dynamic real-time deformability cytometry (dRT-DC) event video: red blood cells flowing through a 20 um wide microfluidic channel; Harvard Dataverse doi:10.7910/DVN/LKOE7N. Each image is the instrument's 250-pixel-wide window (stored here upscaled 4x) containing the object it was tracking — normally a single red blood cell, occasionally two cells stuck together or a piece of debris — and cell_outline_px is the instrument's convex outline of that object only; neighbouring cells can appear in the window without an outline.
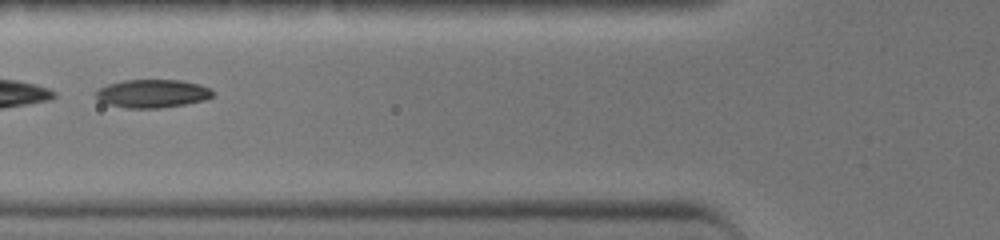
{"species": "common noctule bat (a hibernating species)", "species_latin": "Nyctalus noctula", "temperature_condition": "warm", "stored_images_in_passage": 27, "camera_frame_rate_fps": 3000, "um_per_image_px": 0.085, "animal": {"sex": "female", "body_mass_g": 19.0, "forearm_length_mm": 51.5}, "frame": {"image": 1, "passage_image": 7, "time_ms": 2.0, "image_size_px": [1000, 240], "cell_outline_px": [[216, 92], [212, 96], [204, 100], [184, 104], [156, 108], [124, 108], [108, 104], [100, 100], [92, 92], [108, 84], [124, 80], [180, 80], [200, 84], [212, 88]], "centroid_in_image_um": [12.97, 7.94], "position_along_channel_um": 112.8, "area_um2": 19.31}}
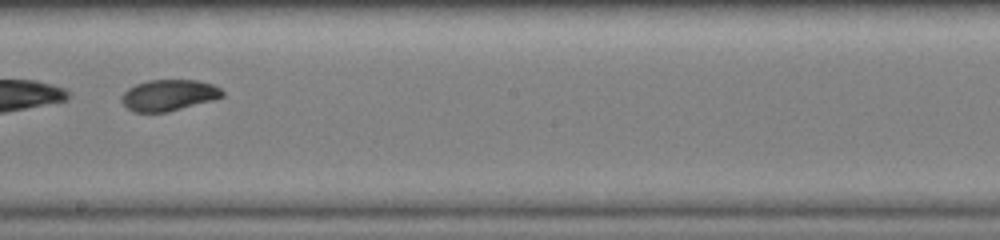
{"frame": {"image": 2, "passage_image": 15, "time_ms": 4.667, "image_size_px": [1000, 240], "cell_outline_px": [[224, 96], [212, 100], [168, 112], [132, 112], [120, 100], [120, 96], [128, 88], [136, 84], [148, 80], [196, 80], [212, 84], [220, 88], [224, 92]], "centroid_in_image_um": [14.32, 8.09], "position_along_channel_um": 233.9, "area_um2": 18.32}}
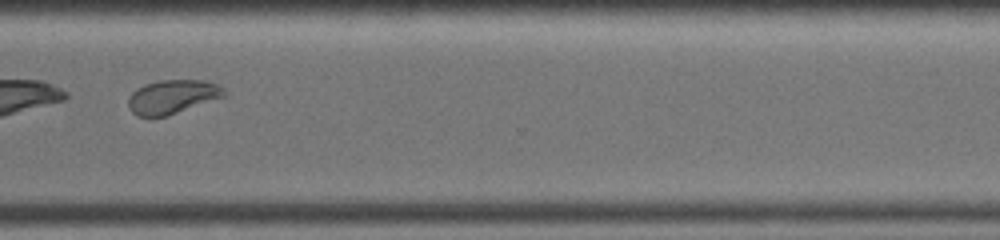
{"frame": {"image": 3, "passage_image": 23, "time_ms": 7.333, "image_size_px": [1000, 240], "cell_outline_px": [[228, 96], [168, 116], [152, 120], [148, 120], [136, 116], [128, 108], [128, 96], [136, 88], [144, 84], [160, 80], [204, 80], [216, 84], [224, 88]], "centroid_in_image_um": [14.62, 8.27], "position_along_channel_um": 356.0, "area_um2": 19.83}, "authors_computed_cell_mechanics": {"area_um2": 19.1896, "velocity_mm_per_s": 4.5599, "shape_relaxation_time_tau1_ms": 4.8583, "shape_relaxation_time_tau2_ms": 2.6761, "deformation_change_tau1": 0.1773, "deformation_change_tau2": 0.0565}}